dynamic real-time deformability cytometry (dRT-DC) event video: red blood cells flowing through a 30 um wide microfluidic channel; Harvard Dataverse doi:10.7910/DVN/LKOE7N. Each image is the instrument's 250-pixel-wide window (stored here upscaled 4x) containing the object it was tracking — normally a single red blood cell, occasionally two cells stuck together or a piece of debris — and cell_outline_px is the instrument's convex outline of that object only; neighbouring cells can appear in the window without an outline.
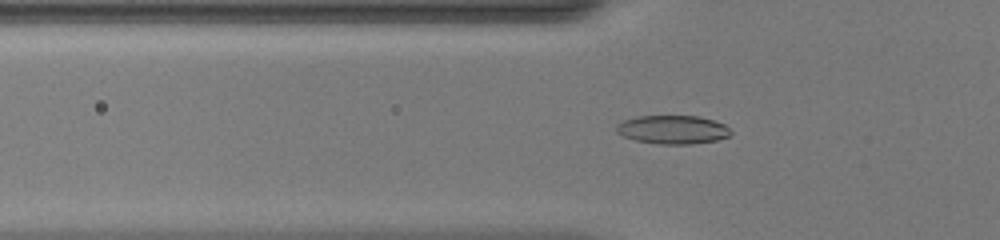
{"species": "common noctule bat (a hibernating species)", "species_latin": "Nyctalus noctula", "temperature_condition": "warm", "stored_images_in_passage": 51, "camera_frame_rate_fps": 3000, "um_per_image_px": 0.085, "animal": {"sex": "female", "body_mass_g": 20.0, "forearm_length_mm": 54.0}, "frame": {"image": 1, "passage_image": 19, "time_ms": 6.0, "image_size_px": [1000, 240], "cell_outline_px": [[732, 132], [728, 136], [716, 140], [692, 144], [660, 144], [636, 140], [624, 136], [616, 132], [616, 124], [624, 120], [636, 116], [700, 116], [724, 124]], "centroid_in_image_um": [57.16, 11.01], "position_along_channel_um": 68.6, "area_um2": 18.96}}
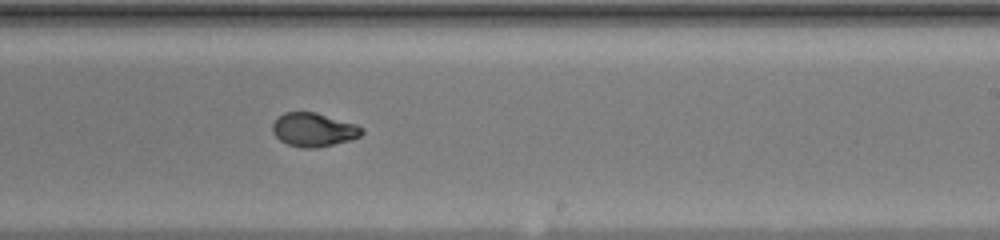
{"frame": {"image": 2, "passage_image": 33, "time_ms": 10.667, "image_size_px": [1000, 240], "cell_outline_px": [[364, 132], [360, 136], [348, 140], [316, 148], [304, 148], [288, 144], [280, 140], [272, 132], [272, 124], [276, 116], [284, 112], [316, 112], [356, 124], [364, 128]], "centroid_in_image_um": [26.63, 11.01], "position_along_channel_um": 262.4, "area_um2": 17.57}}
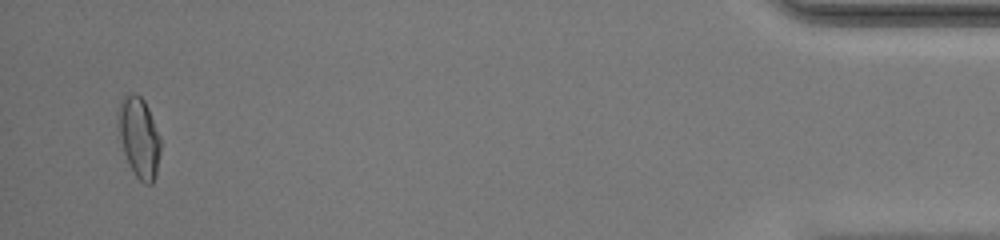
{"frame": {"image": 3, "passage_image": 50, "time_ms": 16.333, "image_size_px": [1000, 240], "cell_outline_px": [[160, 152], [156, 176], [152, 184], [144, 184], [136, 176], [124, 152], [116, 124], [116, 112], [120, 100], [124, 96], [140, 96], [144, 100], [148, 108], [160, 136]], "centroid_in_image_um": [11.8, 11.68], "position_along_channel_um": 423.4, "area_um2": 19.77}, "authors_computed_cell_mechanics": {"area_um2": 18.0914, "velocity_mm_per_s": 4.1811, "shape_relaxation_time_tau1_ms": 4.2195, "shape_relaxation_time_tau2_ms": null, "deformation_change_tau1": 0.1898, "deformation_change_tau2": null}}